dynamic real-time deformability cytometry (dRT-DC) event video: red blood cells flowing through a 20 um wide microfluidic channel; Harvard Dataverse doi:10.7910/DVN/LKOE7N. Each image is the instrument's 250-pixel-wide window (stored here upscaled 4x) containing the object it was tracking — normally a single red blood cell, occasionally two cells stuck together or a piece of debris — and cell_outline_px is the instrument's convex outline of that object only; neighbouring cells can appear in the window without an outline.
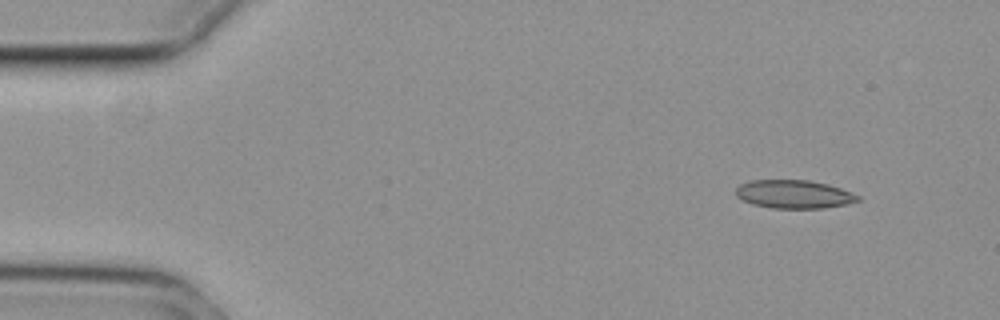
{"species": "common noctule bat (a hibernating species)", "species_latin": "Nyctalus noctula", "temperature_condition": "cold", "stored_images_in_passage": 50, "camera_frame_rate_fps": 3000, "um_per_image_px": 0.085, "animal": {"sex": "female", "body_mass_g": 29.2, "forearm_length_mm": 56.3}, "frame": {"image": 1, "passage_image": 1, "time_ms": 0.0, "image_size_px": [1000, 320], "cell_outline_px": [[860, 200], [848, 204], [824, 208], [772, 208], [752, 204], [736, 196], [736, 188], [740, 184], [752, 180], [808, 180], [828, 184], [852, 192], [860, 196]], "centroid_in_image_um": [67.51, 16.51], "position_along_channel_um": 17.5, "area_um2": 20.17}}
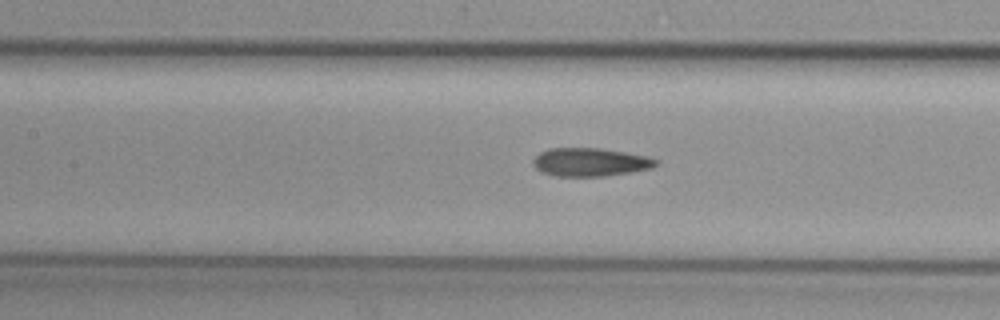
{"frame": {"image": 2, "passage_image": 20, "time_ms": 6.333, "image_size_px": [1000, 320], "cell_outline_px": [[660, 164], [652, 168], [632, 172], [604, 176], [556, 176], [540, 172], [532, 164], [532, 160], [540, 152], [548, 148], [600, 148], [648, 156], [660, 160]], "centroid_in_image_um": [50.19, 13.78], "position_along_channel_um": 157.2, "area_um2": 20.52}}
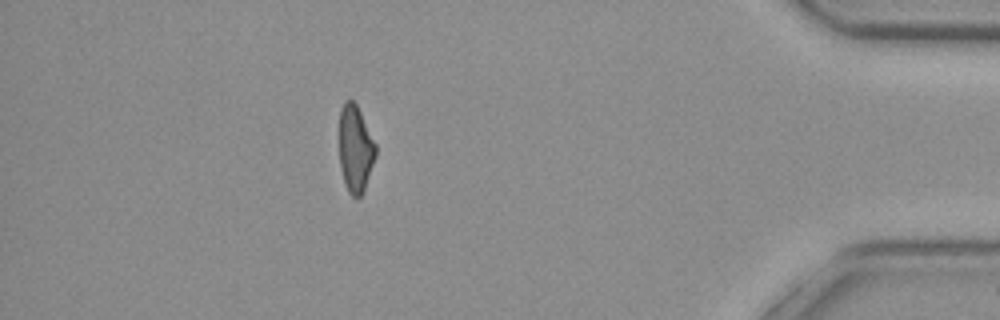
{"frame": {"image": 3, "passage_image": 44, "time_ms": 14.333, "image_size_px": [1000, 320], "cell_outline_px": [[376, 156], [364, 192], [356, 200], [348, 192], [344, 184], [340, 168], [340, 108], [344, 100], [352, 100], [356, 104], [376, 144]], "centroid_in_image_um": [30.21, 12.7], "position_along_channel_um": 405.0, "area_um2": 18.61}, "authors_computed_cell_mechanics": {"area_um2": 20.2589, "velocity_mm_per_s": 3.7454, "shape_relaxation_time_tau1_ms": null, "shape_relaxation_time_tau2_ms": 3.1535, "deformation_change_tau1": null, "deformation_change_tau2": 0.1074}}